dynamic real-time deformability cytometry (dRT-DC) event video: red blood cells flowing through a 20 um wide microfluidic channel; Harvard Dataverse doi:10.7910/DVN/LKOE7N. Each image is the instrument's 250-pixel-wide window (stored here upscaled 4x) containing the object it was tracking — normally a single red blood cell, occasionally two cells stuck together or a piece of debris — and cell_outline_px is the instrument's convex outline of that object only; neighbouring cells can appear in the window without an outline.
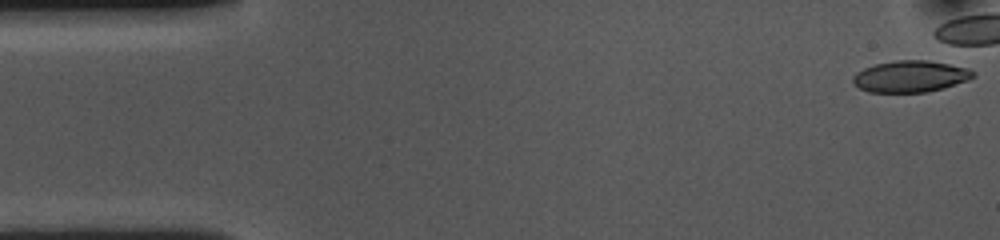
{"species": "common noctule bat (a hibernating species)", "species_latin": "Nyctalus noctula", "temperature_condition": "cold", "stored_images_in_passage": 6, "camera_frame_rate_fps": 3000, "um_per_image_px": 0.085, "animal": {"sex": "female", "body_mass_g": 10.0, "forearm_length_mm": 53.1}, "frame": {"image": 1, "passage_image": 1, "time_ms": 0.0, "image_size_px": [1000, 240], "cell_outline_px": [[976, 76], [968, 80], [944, 88], [928, 92], [868, 92], [852, 84], [852, 76], [856, 72], [864, 68], [876, 64], [896, 60], [928, 60], [968, 68], [976, 72]], "centroid_in_image_um": [77.38, 6.5], "position_along_channel_um": 7.6, "area_um2": 22.25}}